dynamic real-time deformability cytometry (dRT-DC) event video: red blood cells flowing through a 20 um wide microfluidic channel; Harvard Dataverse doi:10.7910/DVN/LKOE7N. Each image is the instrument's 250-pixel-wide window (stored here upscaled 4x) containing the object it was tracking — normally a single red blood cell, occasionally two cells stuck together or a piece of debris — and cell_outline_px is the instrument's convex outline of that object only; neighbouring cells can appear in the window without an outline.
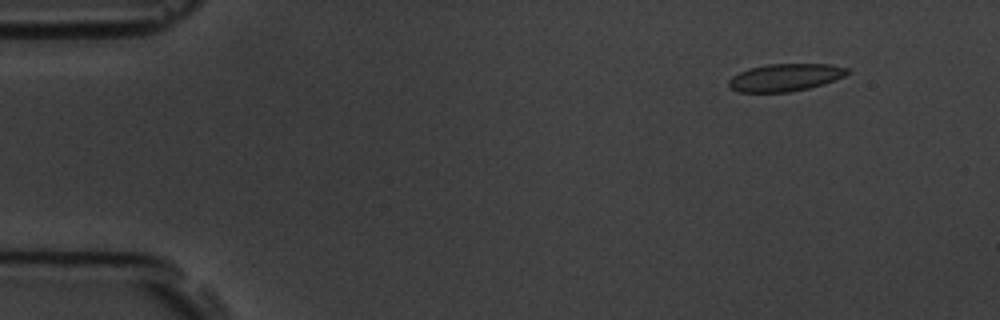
{"species": "common noctule bat (a hibernating species)", "species_latin": "Nyctalus noctula", "temperature_condition": "room temperature", "stored_images_in_passage": 5, "camera_frame_rate_fps": 3000, "um_per_image_px": 0.085, "animal": {"sex": "male", "body_mass_g": 19.5, "forearm_length_mm": 54.6}, "frame": {"image": 1, "passage_image": 2, "time_ms": 1.0, "image_size_px": [1000, 320], "cell_outline_px": [[852, 72], [844, 76], [824, 84], [808, 88], [788, 92], [740, 92], [732, 88], [728, 84], [728, 80], [732, 76], [748, 68], [768, 64], [828, 64], [848, 68]], "centroid_in_image_um": [66.76, 6.58], "position_along_channel_um": 18.2, "area_um2": 18.96}}
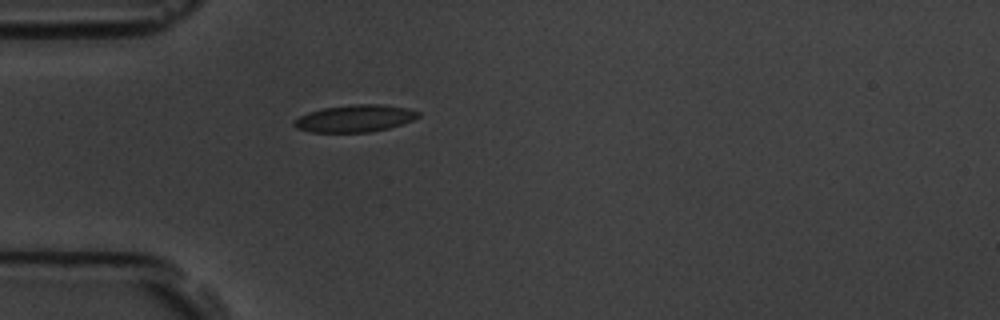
{"frame": {"image": 2, "passage_image": 5, "time_ms": 4.333, "image_size_px": [1000, 320], "cell_outline_px": [[420, 116], [412, 120], [388, 128], [368, 132], [312, 132], [296, 128], [292, 124], [292, 120], [308, 112], [324, 108], [352, 104], [380, 104], [408, 108], [420, 112]], "centroid_in_image_um": [30.14, 10.06], "position_along_channel_um": 54.9, "area_um2": 19.59}}